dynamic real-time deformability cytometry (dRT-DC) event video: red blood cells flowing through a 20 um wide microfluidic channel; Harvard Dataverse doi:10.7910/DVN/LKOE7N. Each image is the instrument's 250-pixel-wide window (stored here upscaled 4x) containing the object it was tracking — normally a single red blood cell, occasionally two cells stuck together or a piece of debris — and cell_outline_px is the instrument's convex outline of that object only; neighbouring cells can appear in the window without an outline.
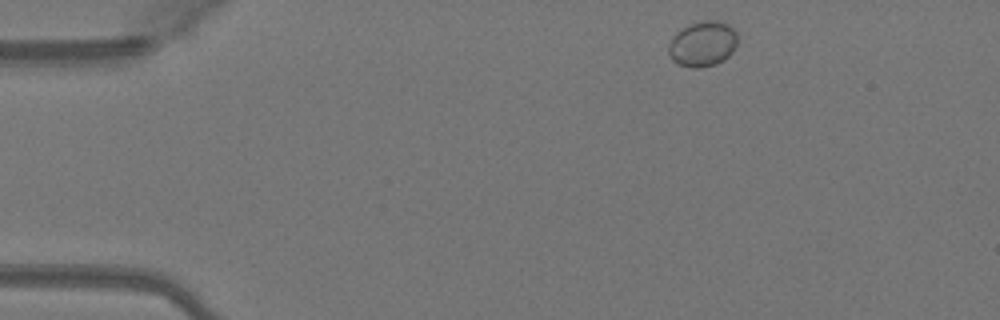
{"species": "Egyptian fruit bat (a non-hibernating species)", "species_latin": "Rousettus aegyptiacus", "temperature_condition": "warm", "stored_images_in_passage": 44, "camera_frame_rate_fps": 3000, "um_per_image_px": 0.085, "animal": {"sex": "female"}, "frame": {"image": 1, "passage_image": 2, "time_ms": 0.333, "image_size_px": [1000, 320], "cell_outline_px": [[736, 44], [732, 52], [728, 56], [716, 64], [700, 68], [692, 68], [676, 64], [668, 56], [668, 44], [676, 32], [692, 24], [704, 20], [716, 20], [728, 24], [736, 32]], "centroid_in_image_um": [59.69, 3.75], "position_along_channel_um": 25.3, "area_um2": 18.21}}
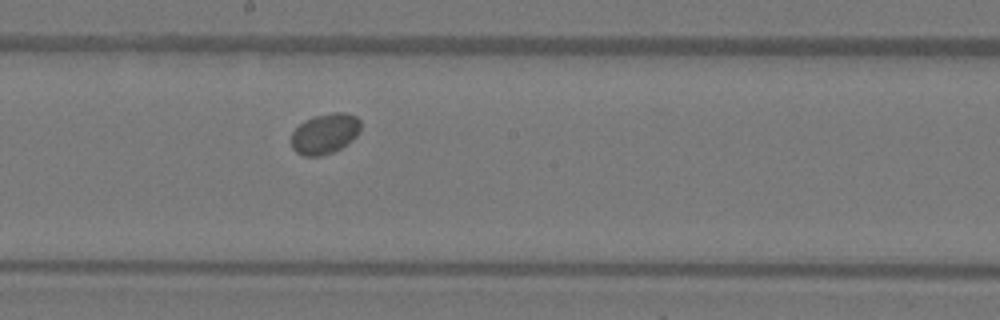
{"frame": {"image": 2, "passage_image": 22, "time_ms": 7.0, "image_size_px": [1000, 320], "cell_outline_px": [[360, 128], [356, 136], [352, 140], [340, 148], [332, 152], [320, 156], [304, 156], [296, 152], [292, 148], [292, 132], [304, 120], [312, 116], [332, 112], [344, 112], [356, 116], [360, 120]], "centroid_in_image_um": [27.61, 11.34], "position_along_channel_um": 220.6, "area_um2": 16.36}}
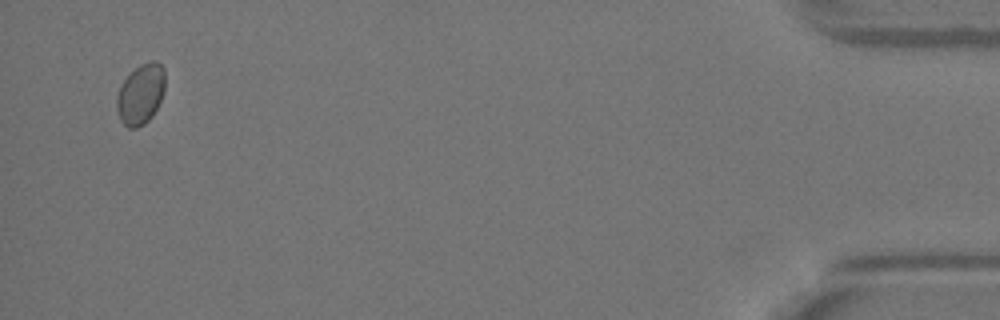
{"frame": {"image": 3, "passage_image": 43, "time_ms": 14.0, "image_size_px": [1000, 320], "cell_outline_px": [[164, 88], [160, 100], [152, 116], [144, 124], [136, 128], [128, 128], [120, 120], [116, 108], [116, 96], [120, 84], [140, 64], [148, 60], [156, 60], [164, 68]], "centroid_in_image_um": [11.94, 7.99], "position_along_channel_um": 423.3, "area_um2": 16.99}}